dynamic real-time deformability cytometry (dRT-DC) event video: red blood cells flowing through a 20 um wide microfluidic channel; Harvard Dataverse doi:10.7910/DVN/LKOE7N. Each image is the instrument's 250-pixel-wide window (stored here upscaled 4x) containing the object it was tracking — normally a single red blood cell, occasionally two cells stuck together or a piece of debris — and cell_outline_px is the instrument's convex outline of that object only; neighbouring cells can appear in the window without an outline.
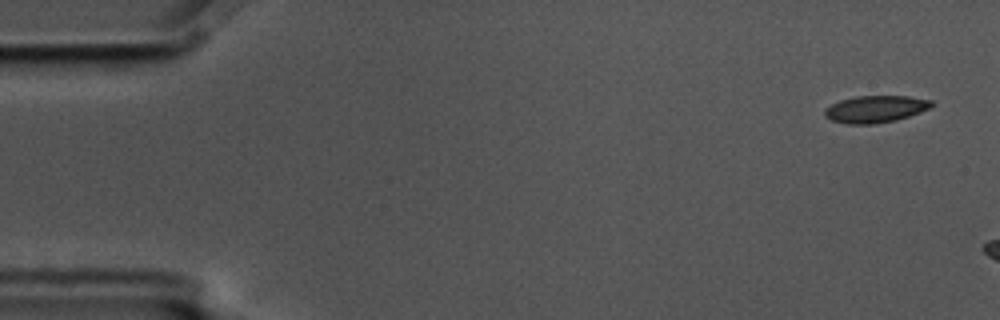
{"species": "common noctule bat (a hibernating species)", "species_latin": "Nyctalus noctula", "temperature_condition": "cold", "stored_images_in_passage": 3, "camera_frame_rate_fps": 3000, "um_per_image_px": 0.085, "animal": {"sex": "male", "body_mass_g": 17.5, "forearm_length_mm": 52.3}, "frame": {"image": 1, "passage_image": 1, "time_ms": 0.0, "image_size_px": [1000, 320], "cell_outline_px": [[936, 104], [932, 108], [896, 120], [872, 124], [848, 124], [832, 120], [824, 116], [824, 108], [840, 100], [856, 96], [908, 96], [932, 100]], "centroid_in_image_um": [74.44, 9.26], "position_along_channel_um": 10.6, "area_um2": 16.94}}